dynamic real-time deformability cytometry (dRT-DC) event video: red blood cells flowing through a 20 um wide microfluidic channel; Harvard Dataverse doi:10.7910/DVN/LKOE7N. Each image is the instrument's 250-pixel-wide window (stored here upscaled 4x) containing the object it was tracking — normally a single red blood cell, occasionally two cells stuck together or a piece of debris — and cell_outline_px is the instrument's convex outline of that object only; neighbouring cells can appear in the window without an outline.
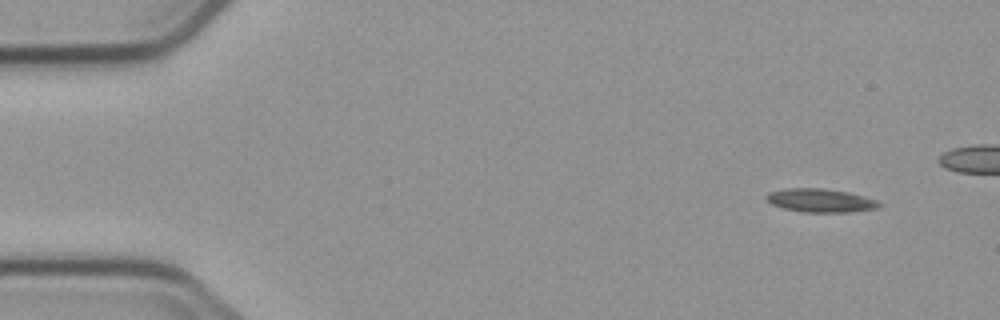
{"species": "common noctule bat (a hibernating species)", "species_latin": "Nyctalus noctula", "temperature_condition": "cold", "stored_images_in_passage": 5, "camera_frame_rate_fps": 3000, "um_per_image_px": 0.085, "animal": {"sex": "male", "body_mass_g": 23.1, "forearm_length_mm": 52.7}, "frame": {"image": 1, "passage_image": 1, "time_ms": 0.0, "image_size_px": [1000, 320], "cell_outline_px": [[884, 204], [876, 208], [848, 212], [804, 212], [784, 208], [772, 204], [764, 196], [768, 192], [784, 188], [824, 188], [848, 192], [876, 200]], "centroid_in_image_um": [69.72, 17.03], "position_along_channel_um": 15.3, "area_um2": 15.37}}